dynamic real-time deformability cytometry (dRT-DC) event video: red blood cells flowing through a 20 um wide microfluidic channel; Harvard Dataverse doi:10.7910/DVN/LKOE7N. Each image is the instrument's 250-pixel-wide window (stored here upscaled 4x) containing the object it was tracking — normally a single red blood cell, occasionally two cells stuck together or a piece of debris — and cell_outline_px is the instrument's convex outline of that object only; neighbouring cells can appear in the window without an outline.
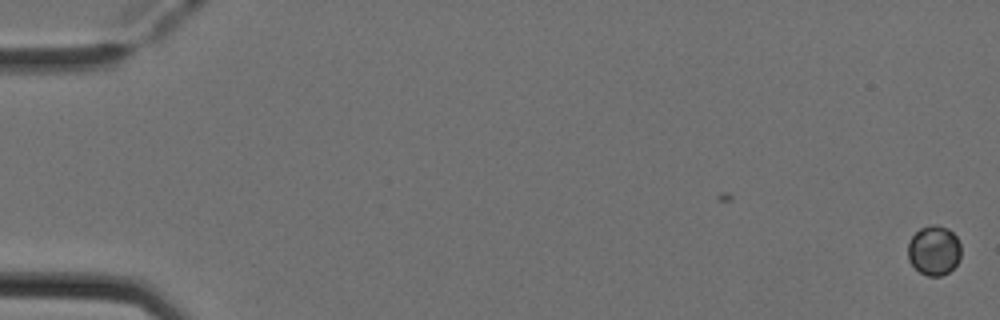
{"species": "Egyptian fruit bat (a non-hibernating species)", "species_latin": "Rousettus aegyptiacus", "temperature_condition": "cold", "stored_images_in_passage": 5, "camera_frame_rate_fps": 3000, "um_per_image_px": 0.085, "animal": {"sex": "female"}, "frame": {"image": 1, "passage_image": 5, "time_ms": 1.333, "image_size_px": [1000, 320], "cell_outline_px": [[960, 260], [948, 272], [940, 276], [928, 276], [920, 272], [908, 260], [908, 244], [912, 236], [920, 228], [932, 224], [936, 224], [948, 228], [956, 236], [960, 244]], "centroid_in_image_um": [79.39, 21.27], "position_along_channel_um": 5.6, "area_um2": 15.37}}